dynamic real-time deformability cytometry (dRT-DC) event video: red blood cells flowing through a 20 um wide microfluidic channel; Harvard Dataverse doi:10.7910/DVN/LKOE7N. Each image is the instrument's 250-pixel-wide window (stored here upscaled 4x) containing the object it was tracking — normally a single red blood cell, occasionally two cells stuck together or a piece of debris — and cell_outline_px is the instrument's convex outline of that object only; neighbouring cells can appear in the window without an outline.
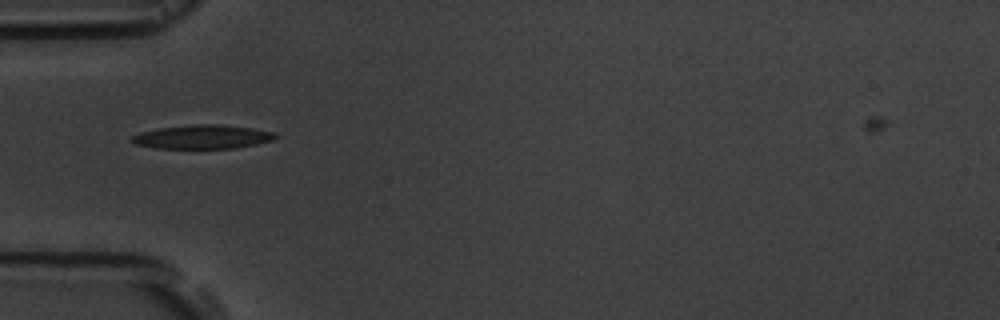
{"species": "common noctule bat (a hibernating species)", "species_latin": "Nyctalus noctula", "temperature_condition": "room temperature", "stored_images_in_passage": 1, "camera_frame_rate_fps": 3000, "um_per_image_px": 0.085, "animal": {"sex": "male", "body_mass_g": 19.5, "forearm_length_mm": 54.6}, "frame": {"image": 1, "passage_image": 1, "time_ms": 0.0, "image_size_px": [1000, 320], "cell_outline_px": [[276, 136], [272, 140], [256, 144], [236, 148], [156, 148], [132, 144], [128, 140], [132, 136], [140, 132], [160, 128], [192, 124], [220, 124], [252, 128], [276, 132]], "centroid_in_image_um": [17.17, 11.63], "position_along_channel_um": 67.8, "area_um2": 20.06}}